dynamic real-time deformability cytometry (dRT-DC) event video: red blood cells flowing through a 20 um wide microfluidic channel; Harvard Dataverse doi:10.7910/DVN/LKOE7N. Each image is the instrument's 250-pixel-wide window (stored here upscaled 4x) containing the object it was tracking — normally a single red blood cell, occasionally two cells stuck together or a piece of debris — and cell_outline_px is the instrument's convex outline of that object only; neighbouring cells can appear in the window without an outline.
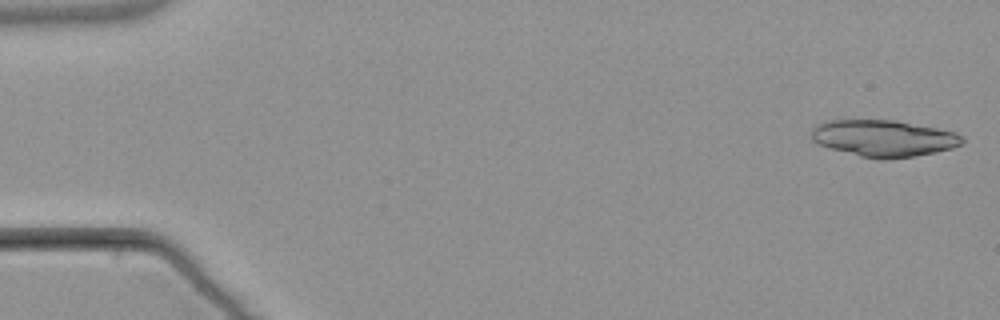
{"species": "common noctule bat (a hibernating species)", "species_latin": "Nyctalus noctula", "temperature_condition": "warm", "stored_images_in_passage": 5, "camera_frame_rate_fps": 3000, "um_per_image_px": 0.085, "animal": {"sex": "male", "body_mass_g": 21.5, "forearm_length_mm": 52.0}, "frame": {"image": 1, "passage_image": 1, "time_ms": 0.0, "image_size_px": [1000, 320], "cell_outline_px": [[964, 144], [952, 148], [936, 152], [916, 156], [888, 160], [876, 160], [828, 148], [812, 140], [812, 128], [816, 124], [828, 120], [896, 120], [956, 132], [964, 136]], "centroid_in_image_um": [75.14, 11.76], "position_along_channel_um": 9.9, "area_um2": 32.6}}